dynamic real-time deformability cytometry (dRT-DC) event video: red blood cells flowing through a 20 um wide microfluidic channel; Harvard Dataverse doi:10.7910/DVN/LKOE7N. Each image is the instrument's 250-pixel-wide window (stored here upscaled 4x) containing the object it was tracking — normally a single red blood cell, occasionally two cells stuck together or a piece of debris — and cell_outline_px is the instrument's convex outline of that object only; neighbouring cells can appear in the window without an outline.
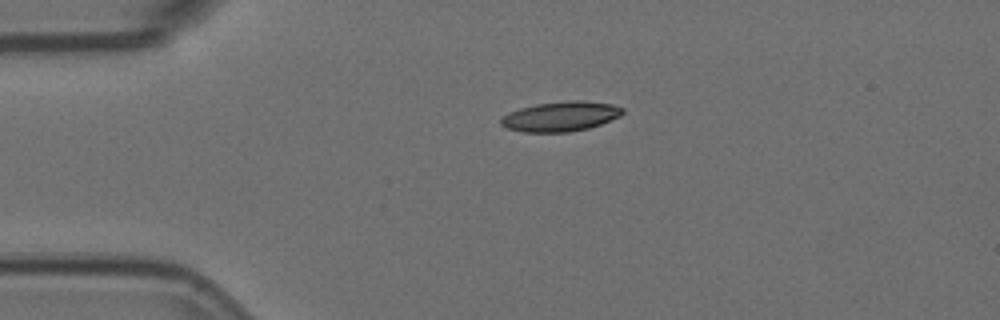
{"species": "Egyptian fruit bat (a non-hibernating species)", "species_latin": "Rousettus aegyptiacus", "temperature_condition": "room temperature", "stored_images_in_passage": 3, "camera_frame_rate_fps": 3000, "um_per_image_px": 0.085, "animal": {"sex": "female"}, "frame": {"image": 1, "passage_image": 2, "time_ms": 0.333, "image_size_px": [1000, 320], "cell_outline_px": [[624, 112], [620, 116], [600, 124], [588, 128], [568, 132], [524, 132], [508, 128], [500, 124], [500, 120], [508, 112], [520, 108], [536, 104], [568, 100], [580, 100], [612, 104], [624, 108]], "centroid_in_image_um": [47.66, 9.89], "position_along_channel_um": 37.3, "area_um2": 21.1}}